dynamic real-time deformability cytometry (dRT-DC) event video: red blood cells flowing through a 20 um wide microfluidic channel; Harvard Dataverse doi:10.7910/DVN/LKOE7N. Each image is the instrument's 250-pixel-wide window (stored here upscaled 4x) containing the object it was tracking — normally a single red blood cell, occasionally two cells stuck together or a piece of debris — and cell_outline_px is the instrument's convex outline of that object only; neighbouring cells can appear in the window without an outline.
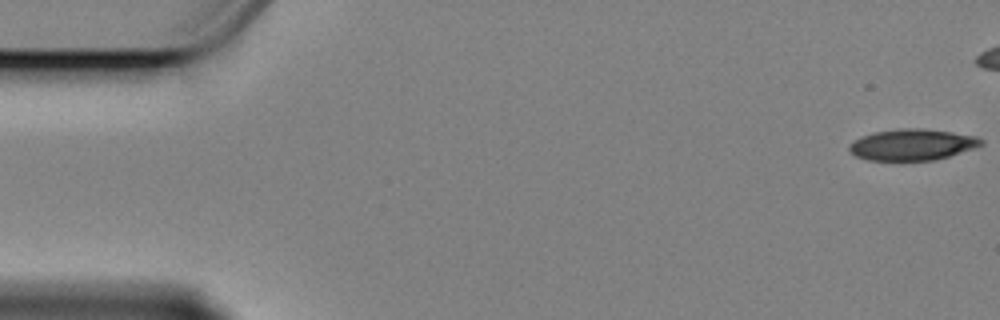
{"species": "Egyptian fruit bat (a non-hibernating species)", "species_latin": "Rousettus aegyptiacus", "temperature_condition": "cold", "stored_images_in_passage": 48, "camera_frame_rate_fps": 3000, "um_per_image_px": 0.085, "animal": {"sex": "female"}, "frame": {"image": 1, "passage_image": 1, "time_ms": 0.0, "image_size_px": [1000, 320], "cell_outline_px": [[984, 144], [936, 160], [868, 160], [856, 156], [848, 148], [860, 136], [872, 132], [900, 128], [920, 128], [952, 132], [976, 136], [984, 140]], "centroid_in_image_um": [77.55, 12.28], "position_along_channel_um": 7.5, "area_um2": 23.81}}
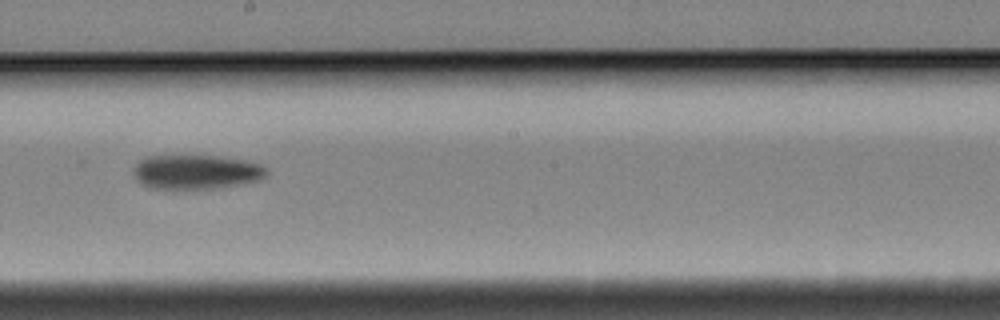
{"frame": {"image": 2, "passage_image": 32, "time_ms": 10.333, "image_size_px": [1000, 320], "cell_outline_px": [[268, 172], [260, 180], [240, 184], [216, 188], [152, 188], [136, 180], [136, 164], [140, 160], [148, 156], [216, 156], [244, 160], [260, 164]], "centroid_in_image_um": [16.71, 14.61], "position_along_channel_um": 231.5, "area_um2": 26.07}}
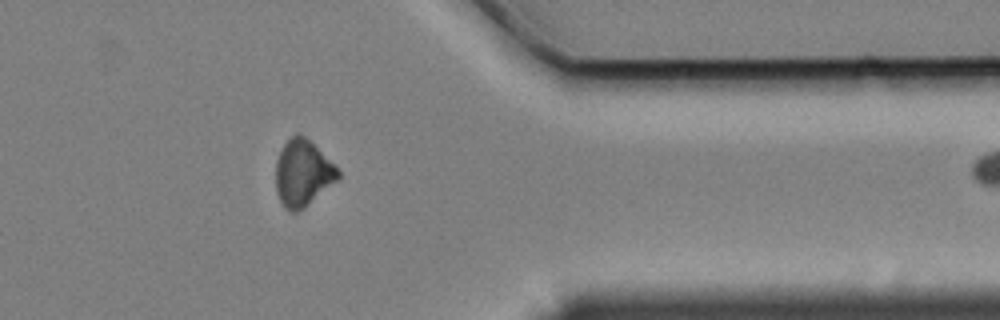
{"frame": {"image": 3, "passage_image": 47, "time_ms": 15.333, "image_size_px": [1000, 320], "cell_outline_px": [[340, 180], [304, 208], [296, 212], [292, 212], [284, 208], [276, 192], [276, 160], [284, 144], [296, 132], [300, 132], [340, 172]], "centroid_in_image_um": [25.72, 14.76], "position_along_channel_um": 385.7, "area_um2": 23.93}}